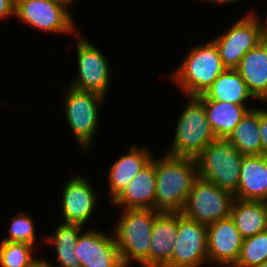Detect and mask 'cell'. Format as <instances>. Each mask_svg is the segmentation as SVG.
Segmentation results:
<instances>
[{"instance_id":"obj_28","label":"cell","mask_w":267,"mask_h":267,"mask_svg":"<svg viewBox=\"0 0 267 267\" xmlns=\"http://www.w3.org/2000/svg\"><path fill=\"white\" fill-rule=\"evenodd\" d=\"M259 132L262 141V155L267 157V109L259 106Z\"/></svg>"},{"instance_id":"obj_31","label":"cell","mask_w":267,"mask_h":267,"mask_svg":"<svg viewBox=\"0 0 267 267\" xmlns=\"http://www.w3.org/2000/svg\"><path fill=\"white\" fill-rule=\"evenodd\" d=\"M255 14L258 16V18L261 22L262 41L267 44V14H265V16H264L265 18L261 17L260 14H257V12H255Z\"/></svg>"},{"instance_id":"obj_2","label":"cell","mask_w":267,"mask_h":267,"mask_svg":"<svg viewBox=\"0 0 267 267\" xmlns=\"http://www.w3.org/2000/svg\"><path fill=\"white\" fill-rule=\"evenodd\" d=\"M178 64L166 77L177 89L179 88L183 96L204 94L216 78L227 69L223 65L216 45L211 40L191 47Z\"/></svg>"},{"instance_id":"obj_15","label":"cell","mask_w":267,"mask_h":267,"mask_svg":"<svg viewBox=\"0 0 267 267\" xmlns=\"http://www.w3.org/2000/svg\"><path fill=\"white\" fill-rule=\"evenodd\" d=\"M139 146V147H138ZM107 169L109 204L126 188L132 179L152 160L150 147L131 144Z\"/></svg>"},{"instance_id":"obj_27","label":"cell","mask_w":267,"mask_h":267,"mask_svg":"<svg viewBox=\"0 0 267 267\" xmlns=\"http://www.w3.org/2000/svg\"><path fill=\"white\" fill-rule=\"evenodd\" d=\"M267 261V230L243 239L238 260L233 267H255Z\"/></svg>"},{"instance_id":"obj_24","label":"cell","mask_w":267,"mask_h":267,"mask_svg":"<svg viewBox=\"0 0 267 267\" xmlns=\"http://www.w3.org/2000/svg\"><path fill=\"white\" fill-rule=\"evenodd\" d=\"M227 140L243 155H261L259 106L249 110L234 128Z\"/></svg>"},{"instance_id":"obj_17","label":"cell","mask_w":267,"mask_h":267,"mask_svg":"<svg viewBox=\"0 0 267 267\" xmlns=\"http://www.w3.org/2000/svg\"><path fill=\"white\" fill-rule=\"evenodd\" d=\"M234 198L240 200H267V157L244 155L240 166V177Z\"/></svg>"},{"instance_id":"obj_5","label":"cell","mask_w":267,"mask_h":267,"mask_svg":"<svg viewBox=\"0 0 267 267\" xmlns=\"http://www.w3.org/2000/svg\"><path fill=\"white\" fill-rule=\"evenodd\" d=\"M183 97L187 100L176 119L172 145L165 153L194 159L216 137L208 122L203 101L198 96Z\"/></svg>"},{"instance_id":"obj_4","label":"cell","mask_w":267,"mask_h":267,"mask_svg":"<svg viewBox=\"0 0 267 267\" xmlns=\"http://www.w3.org/2000/svg\"><path fill=\"white\" fill-rule=\"evenodd\" d=\"M61 96V101H64L60 107L64 110L66 124L78 146L86 153L94 144L101 120V108H104L103 104L107 98L95 92L79 91L69 86L62 89Z\"/></svg>"},{"instance_id":"obj_30","label":"cell","mask_w":267,"mask_h":267,"mask_svg":"<svg viewBox=\"0 0 267 267\" xmlns=\"http://www.w3.org/2000/svg\"><path fill=\"white\" fill-rule=\"evenodd\" d=\"M192 1H194V0H192ZM196 1H198V0H196ZM241 1V3H242V0H201L200 2H208V3H210V4H212V6L214 5V6H223V5H233L234 6V3L235 4H237L238 2H240ZM243 1H246V0H243Z\"/></svg>"},{"instance_id":"obj_34","label":"cell","mask_w":267,"mask_h":267,"mask_svg":"<svg viewBox=\"0 0 267 267\" xmlns=\"http://www.w3.org/2000/svg\"><path fill=\"white\" fill-rule=\"evenodd\" d=\"M255 267H267V261H265V262L262 263L261 265L255 266Z\"/></svg>"},{"instance_id":"obj_32","label":"cell","mask_w":267,"mask_h":267,"mask_svg":"<svg viewBox=\"0 0 267 267\" xmlns=\"http://www.w3.org/2000/svg\"><path fill=\"white\" fill-rule=\"evenodd\" d=\"M33 267H53L48 264L42 257Z\"/></svg>"},{"instance_id":"obj_12","label":"cell","mask_w":267,"mask_h":267,"mask_svg":"<svg viewBox=\"0 0 267 267\" xmlns=\"http://www.w3.org/2000/svg\"><path fill=\"white\" fill-rule=\"evenodd\" d=\"M92 181L88 177L80 174L70 176L61 188L60 199V222L79 224L83 227L91 223L89 220L94 216L96 206L100 200V195L97 194L96 189L91 184ZM95 189V190H94ZM93 214V215H92Z\"/></svg>"},{"instance_id":"obj_3","label":"cell","mask_w":267,"mask_h":267,"mask_svg":"<svg viewBox=\"0 0 267 267\" xmlns=\"http://www.w3.org/2000/svg\"><path fill=\"white\" fill-rule=\"evenodd\" d=\"M118 220L111 228L121 261L125 267L139 264L149 267L151 233L159 211L153 209H119ZM134 262V263H133Z\"/></svg>"},{"instance_id":"obj_25","label":"cell","mask_w":267,"mask_h":267,"mask_svg":"<svg viewBox=\"0 0 267 267\" xmlns=\"http://www.w3.org/2000/svg\"><path fill=\"white\" fill-rule=\"evenodd\" d=\"M37 248L23 242H0V267H33L41 258Z\"/></svg>"},{"instance_id":"obj_18","label":"cell","mask_w":267,"mask_h":267,"mask_svg":"<svg viewBox=\"0 0 267 267\" xmlns=\"http://www.w3.org/2000/svg\"><path fill=\"white\" fill-rule=\"evenodd\" d=\"M177 234V212H159L155 218L149 249V267H166L173 255Z\"/></svg>"},{"instance_id":"obj_7","label":"cell","mask_w":267,"mask_h":267,"mask_svg":"<svg viewBox=\"0 0 267 267\" xmlns=\"http://www.w3.org/2000/svg\"><path fill=\"white\" fill-rule=\"evenodd\" d=\"M243 157L227 139L216 138L194 159L200 178L234 194L239 184Z\"/></svg>"},{"instance_id":"obj_35","label":"cell","mask_w":267,"mask_h":267,"mask_svg":"<svg viewBox=\"0 0 267 267\" xmlns=\"http://www.w3.org/2000/svg\"><path fill=\"white\" fill-rule=\"evenodd\" d=\"M264 103H266L267 104V99L262 103V104H264ZM266 107H267V105H266ZM265 109H267V108H265Z\"/></svg>"},{"instance_id":"obj_14","label":"cell","mask_w":267,"mask_h":267,"mask_svg":"<svg viewBox=\"0 0 267 267\" xmlns=\"http://www.w3.org/2000/svg\"><path fill=\"white\" fill-rule=\"evenodd\" d=\"M243 238L231 217L207 226L209 266L233 267L238 260Z\"/></svg>"},{"instance_id":"obj_22","label":"cell","mask_w":267,"mask_h":267,"mask_svg":"<svg viewBox=\"0 0 267 267\" xmlns=\"http://www.w3.org/2000/svg\"><path fill=\"white\" fill-rule=\"evenodd\" d=\"M230 217L243 239L252 237L267 230V203L234 198Z\"/></svg>"},{"instance_id":"obj_13","label":"cell","mask_w":267,"mask_h":267,"mask_svg":"<svg viewBox=\"0 0 267 267\" xmlns=\"http://www.w3.org/2000/svg\"><path fill=\"white\" fill-rule=\"evenodd\" d=\"M87 230L80 233L74 249L81 267H125L111 230L109 233L92 227Z\"/></svg>"},{"instance_id":"obj_23","label":"cell","mask_w":267,"mask_h":267,"mask_svg":"<svg viewBox=\"0 0 267 267\" xmlns=\"http://www.w3.org/2000/svg\"><path fill=\"white\" fill-rule=\"evenodd\" d=\"M203 95L209 100L226 101L237 105H248L251 98L255 100L236 69H226L222 72Z\"/></svg>"},{"instance_id":"obj_6","label":"cell","mask_w":267,"mask_h":267,"mask_svg":"<svg viewBox=\"0 0 267 267\" xmlns=\"http://www.w3.org/2000/svg\"><path fill=\"white\" fill-rule=\"evenodd\" d=\"M70 7L63 0H15L14 18L46 35L74 37L79 30Z\"/></svg>"},{"instance_id":"obj_19","label":"cell","mask_w":267,"mask_h":267,"mask_svg":"<svg viewBox=\"0 0 267 267\" xmlns=\"http://www.w3.org/2000/svg\"><path fill=\"white\" fill-rule=\"evenodd\" d=\"M236 70L253 97L263 103L267 99V44L261 41L249 50Z\"/></svg>"},{"instance_id":"obj_26","label":"cell","mask_w":267,"mask_h":267,"mask_svg":"<svg viewBox=\"0 0 267 267\" xmlns=\"http://www.w3.org/2000/svg\"><path fill=\"white\" fill-rule=\"evenodd\" d=\"M15 216L11 217L8 226V233L0 241L7 242H23L33 245L37 248L40 245L37 243V230L33 216L24 210H18ZM38 245V246H37Z\"/></svg>"},{"instance_id":"obj_20","label":"cell","mask_w":267,"mask_h":267,"mask_svg":"<svg viewBox=\"0 0 267 267\" xmlns=\"http://www.w3.org/2000/svg\"><path fill=\"white\" fill-rule=\"evenodd\" d=\"M52 234L44 235L42 242L49 244L54 248V260L50 262L45 260L53 267H81L76 251L74 250L77 244V238L84 230V227L79 224L59 222L56 224Z\"/></svg>"},{"instance_id":"obj_11","label":"cell","mask_w":267,"mask_h":267,"mask_svg":"<svg viewBox=\"0 0 267 267\" xmlns=\"http://www.w3.org/2000/svg\"><path fill=\"white\" fill-rule=\"evenodd\" d=\"M209 266L207 226L177 212V234L172 258L166 267Z\"/></svg>"},{"instance_id":"obj_16","label":"cell","mask_w":267,"mask_h":267,"mask_svg":"<svg viewBox=\"0 0 267 267\" xmlns=\"http://www.w3.org/2000/svg\"><path fill=\"white\" fill-rule=\"evenodd\" d=\"M155 155L109 205L114 209H153L156 195Z\"/></svg>"},{"instance_id":"obj_8","label":"cell","mask_w":267,"mask_h":267,"mask_svg":"<svg viewBox=\"0 0 267 267\" xmlns=\"http://www.w3.org/2000/svg\"><path fill=\"white\" fill-rule=\"evenodd\" d=\"M87 36L80 30L74 36L77 44L75 48L78 73L68 85L73 89L95 92L107 98L112 81V67L106 54Z\"/></svg>"},{"instance_id":"obj_10","label":"cell","mask_w":267,"mask_h":267,"mask_svg":"<svg viewBox=\"0 0 267 267\" xmlns=\"http://www.w3.org/2000/svg\"><path fill=\"white\" fill-rule=\"evenodd\" d=\"M234 194L198 177L190 190L181 214L203 225L230 217Z\"/></svg>"},{"instance_id":"obj_1","label":"cell","mask_w":267,"mask_h":267,"mask_svg":"<svg viewBox=\"0 0 267 267\" xmlns=\"http://www.w3.org/2000/svg\"><path fill=\"white\" fill-rule=\"evenodd\" d=\"M155 174V210L181 213L190 190L199 177L195 159L166 153L155 156Z\"/></svg>"},{"instance_id":"obj_29","label":"cell","mask_w":267,"mask_h":267,"mask_svg":"<svg viewBox=\"0 0 267 267\" xmlns=\"http://www.w3.org/2000/svg\"><path fill=\"white\" fill-rule=\"evenodd\" d=\"M14 7L15 0H0V20L14 18Z\"/></svg>"},{"instance_id":"obj_9","label":"cell","mask_w":267,"mask_h":267,"mask_svg":"<svg viewBox=\"0 0 267 267\" xmlns=\"http://www.w3.org/2000/svg\"><path fill=\"white\" fill-rule=\"evenodd\" d=\"M253 8L210 40L216 45L223 65L236 69L243 56L262 41L261 22Z\"/></svg>"},{"instance_id":"obj_33","label":"cell","mask_w":267,"mask_h":267,"mask_svg":"<svg viewBox=\"0 0 267 267\" xmlns=\"http://www.w3.org/2000/svg\"><path fill=\"white\" fill-rule=\"evenodd\" d=\"M63 1H66L70 6H72L73 5L72 3H74V1L76 0H63Z\"/></svg>"},{"instance_id":"obj_21","label":"cell","mask_w":267,"mask_h":267,"mask_svg":"<svg viewBox=\"0 0 267 267\" xmlns=\"http://www.w3.org/2000/svg\"><path fill=\"white\" fill-rule=\"evenodd\" d=\"M198 97L203 101L208 122L216 138L227 139L247 112L255 108L252 103L250 107V105L209 100L203 94Z\"/></svg>"}]
</instances>
